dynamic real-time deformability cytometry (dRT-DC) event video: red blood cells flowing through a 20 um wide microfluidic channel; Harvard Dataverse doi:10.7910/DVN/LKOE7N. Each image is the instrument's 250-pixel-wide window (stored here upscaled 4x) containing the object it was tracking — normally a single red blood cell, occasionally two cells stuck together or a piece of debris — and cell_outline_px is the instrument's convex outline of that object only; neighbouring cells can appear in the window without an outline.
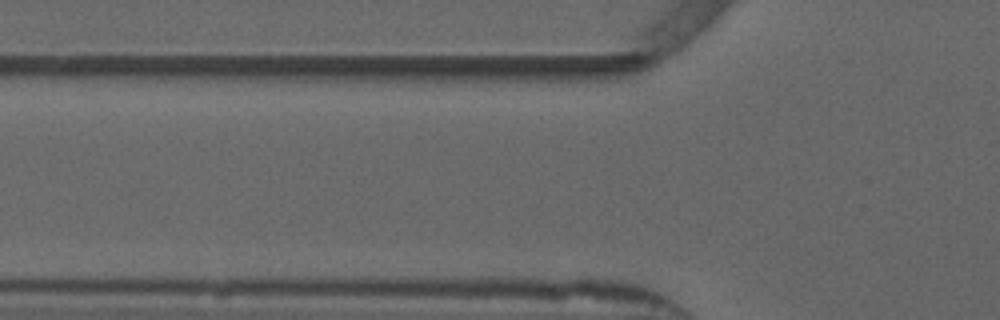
{"species": "common noctule bat (a hibernating species)", "species_latin": "Nyctalus noctula", "temperature_condition": "warm", "stored_images_in_passage": 7, "camera_frame_rate_fps": 3000, "um_per_image_px": 0.085, "animal": {"sex": "male", "forearm_length_mm": 52.5}, "frame": {"image": 1, "passage_image": 5, "time_ms": 1.333, "image_size_px": [1000, 320], "cell_outline_px": [[620, 300], [616, 300], [420, 296], [412, 292], [412, 288], [424, 276], [536, 276], [580, 280], [620, 296]], "centroid_in_image_um": [43.37, 24.47], "position_along_channel_um": 82.4, "area_um2": 28.26}}